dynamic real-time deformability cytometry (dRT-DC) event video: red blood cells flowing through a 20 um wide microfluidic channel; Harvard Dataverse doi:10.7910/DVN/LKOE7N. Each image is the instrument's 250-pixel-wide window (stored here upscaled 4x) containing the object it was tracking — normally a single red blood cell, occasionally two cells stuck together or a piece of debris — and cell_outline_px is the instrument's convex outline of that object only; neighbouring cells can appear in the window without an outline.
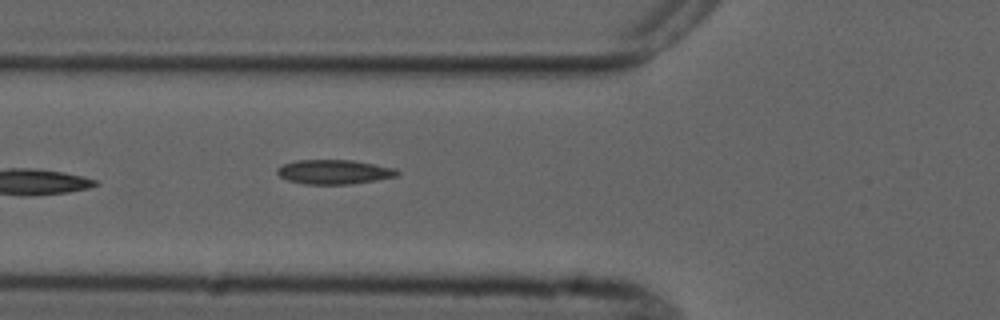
{"species": "common noctule bat (a hibernating species)", "species_latin": "Nyctalus noctula", "temperature_condition": "cold", "stored_images_in_passage": 7, "camera_frame_rate_fps": 3000, "um_per_image_px": 0.085, "animal": {"sex": "male", "forearm_length_mm": 52.5}, "frame": {"image": 1, "passage_image": 7, "time_ms": 7.0, "image_size_px": [1000, 320], "cell_outline_px": [[400, 172], [396, 176], [376, 180], [348, 184], [304, 184], [288, 180], [280, 176], [276, 172], [276, 168], [284, 164], [296, 160], [352, 160], [396, 168]], "centroid_in_image_um": [28.39, 14.61], "position_along_channel_um": 97.4, "area_um2": 16.99}}